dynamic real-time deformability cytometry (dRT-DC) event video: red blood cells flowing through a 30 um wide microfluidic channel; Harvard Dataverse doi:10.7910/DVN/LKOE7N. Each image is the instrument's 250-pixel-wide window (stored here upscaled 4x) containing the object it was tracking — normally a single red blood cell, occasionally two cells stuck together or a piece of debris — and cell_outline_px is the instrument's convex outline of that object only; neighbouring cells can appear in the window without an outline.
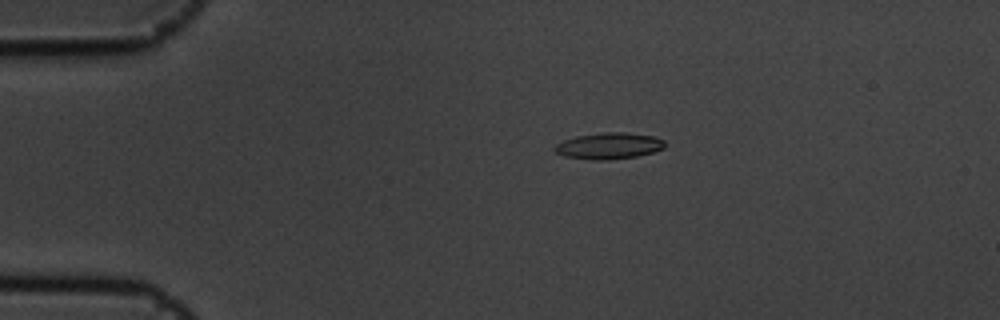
{"species": "common noctule bat (a hibernating species)", "species_latin": "Nyctalus noctula", "temperature_condition": "cold", "stored_images_in_passage": 4, "camera_frame_rate_fps": 3000, "um_per_image_px": 0.085, "animal": {"sex": "male", "body_mass_g": 19.5, "forearm_length_mm": 54.6}, "frame": {"image": 1, "passage_image": 2, "time_ms": 0.333, "image_size_px": [1000, 320], "cell_outline_px": [[664, 148], [652, 152], [636, 156], [604, 160], [596, 160], [564, 156], [556, 152], [552, 148], [556, 144], [564, 140], [576, 136], [604, 132], [624, 132], [656, 136], [664, 140]], "centroid_in_image_um": [51.75, 12.38], "position_along_channel_um": 33.2, "area_um2": 16.82}}